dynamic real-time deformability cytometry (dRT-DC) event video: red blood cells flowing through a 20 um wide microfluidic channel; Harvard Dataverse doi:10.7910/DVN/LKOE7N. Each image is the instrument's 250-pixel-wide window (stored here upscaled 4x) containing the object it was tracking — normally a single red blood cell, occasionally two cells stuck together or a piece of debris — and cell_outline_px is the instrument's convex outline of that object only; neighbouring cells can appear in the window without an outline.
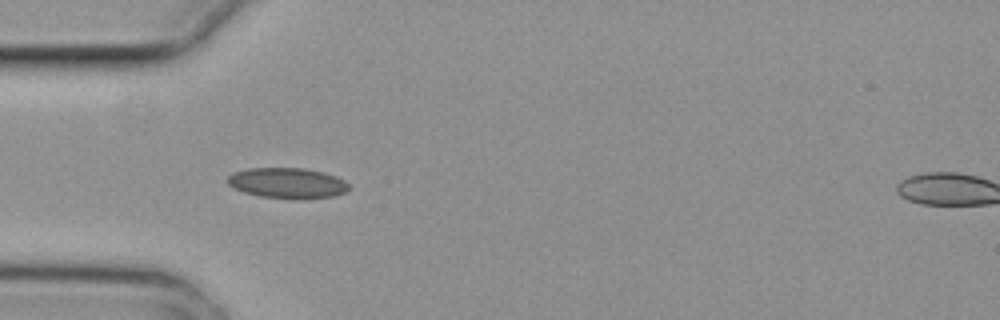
{"species": "common noctule bat (a hibernating species)", "species_latin": "Nyctalus noctula", "temperature_condition": "cold", "stored_images_in_passage": 1, "camera_frame_rate_fps": 3000, "um_per_image_px": 0.085, "animal": {"sex": "female", "body_mass_g": 29.2, "forearm_length_mm": 56.3}, "frame": {"image": 1, "passage_image": 1, "time_ms": 0.0, "image_size_px": [1000, 320], "cell_outline_px": [[352, 188], [344, 192], [332, 196], [304, 200], [260, 196], [244, 192], [228, 184], [224, 180], [232, 172], [248, 168], [304, 168], [324, 172], [336, 176], [344, 180]], "centroid_in_image_um": [24.43, 15.56], "position_along_channel_um": 60.6, "area_um2": 21.85}}